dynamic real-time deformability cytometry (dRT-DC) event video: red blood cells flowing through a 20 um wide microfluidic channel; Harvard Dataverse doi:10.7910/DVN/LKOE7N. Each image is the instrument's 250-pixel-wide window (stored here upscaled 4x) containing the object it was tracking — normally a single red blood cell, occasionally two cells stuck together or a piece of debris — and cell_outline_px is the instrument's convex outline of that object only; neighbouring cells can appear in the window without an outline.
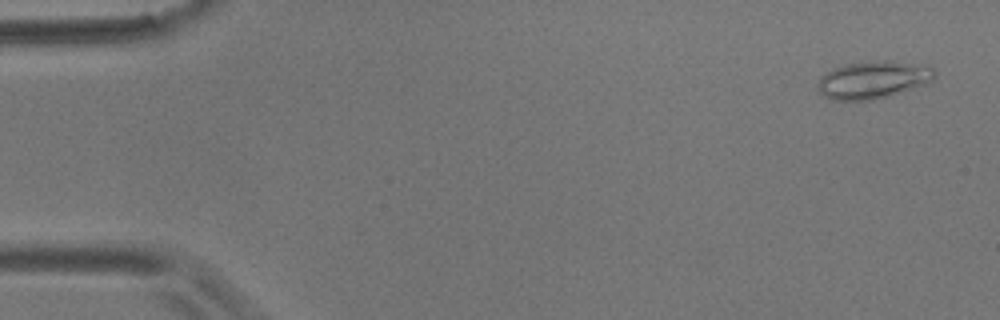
{"species": "common noctule bat (a hibernating species)", "species_latin": "Nyctalus noctula", "temperature_condition": "room temperature", "stored_images_in_passage": 5, "camera_frame_rate_fps": 3000, "um_per_image_px": 0.085, "animal": {"sex": "male", "body_mass_g": 17.9}, "frame": {"image": 1, "passage_image": 1, "time_ms": 0.0, "image_size_px": [1000, 320], "cell_outline_px": [[936, 76], [932, 80], [924, 84], [892, 96], [872, 100], [832, 100], [824, 96], [816, 88], [816, 84], [820, 76], [844, 64], [876, 60], [892, 60], [932, 68], [936, 72]], "centroid_in_image_um": [74.18, 6.79], "position_along_channel_um": 10.8, "area_um2": 25.61}}